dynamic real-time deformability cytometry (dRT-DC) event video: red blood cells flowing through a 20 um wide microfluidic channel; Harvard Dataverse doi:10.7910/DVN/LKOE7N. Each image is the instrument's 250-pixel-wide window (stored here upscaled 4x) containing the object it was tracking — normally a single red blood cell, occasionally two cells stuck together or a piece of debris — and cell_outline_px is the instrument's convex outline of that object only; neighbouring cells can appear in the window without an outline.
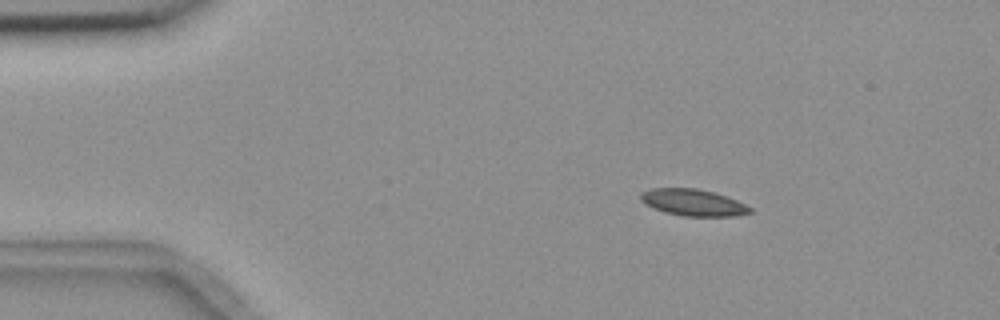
{"species": "common noctule bat (a hibernating species)", "species_latin": "Nyctalus noctula", "temperature_condition": "room temperature", "stored_images_in_passage": 4, "segment_of_instrument_passage": [1, 2], "camera_frame_rate_fps": 3000, "um_per_image_px": 0.085, "animal": {"sex": "female", "body_mass_g": 18.4}, "frame": {"image": 1, "passage_image": 1, "time_ms": 0.0, "image_size_px": [1000, 320], "cell_outline_px": [[752, 212], [736, 216], [684, 216], [664, 212], [652, 208], [640, 200], [640, 192], [652, 188], [696, 188], [712, 192], [736, 200], [752, 208]], "centroid_in_image_um": [58.88, 17.22], "position_along_channel_um": 26.1, "area_um2": 16.94}}